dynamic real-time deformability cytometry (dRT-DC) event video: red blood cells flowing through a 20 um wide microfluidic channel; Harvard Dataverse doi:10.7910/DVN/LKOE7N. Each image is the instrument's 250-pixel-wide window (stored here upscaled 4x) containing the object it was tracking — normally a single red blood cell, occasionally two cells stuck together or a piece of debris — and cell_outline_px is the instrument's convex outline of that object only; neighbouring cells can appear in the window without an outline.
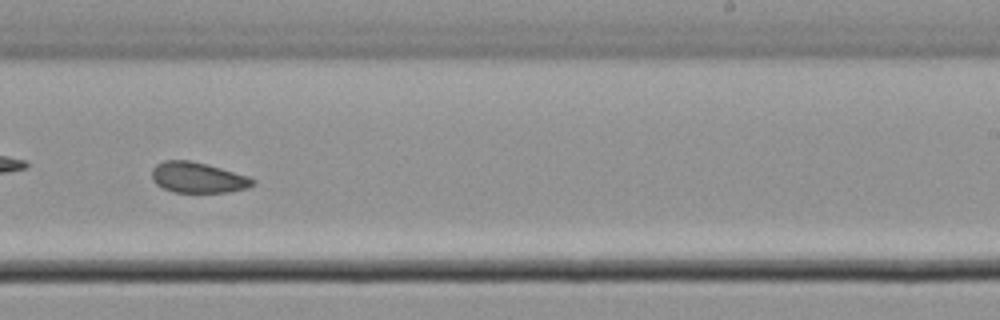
{"species": "common noctule bat (a hibernating species)", "species_latin": "Nyctalus noctula", "temperature_condition": "cold", "stored_images_in_passage": 35, "camera_frame_rate_fps": 3000, "um_per_image_px": 0.085, "animal": {"sex": "male", "body_mass_g": 21.5, "forearm_length_mm": 52.0}, "frame": {"image": 1, "passage_image": 25, "time_ms": 8.0, "image_size_px": [1000, 320], "cell_outline_px": [[256, 184], [248, 188], [228, 192], [172, 192], [156, 184], [152, 180], [152, 168], [156, 164], [168, 160], [188, 160], [208, 164], [248, 176], [256, 180]], "centroid_in_image_um": [16.84, 15.09], "position_along_channel_um": 272.2, "area_um2": 18.09}, "authors_computed_cell_mechanics": {"area_um2": 18.6694, "velocity_mm_per_s": 3.7788, "shape_relaxation_time_tau1_ms": 1.9746, "shape_relaxation_time_tau2_ms": 2.9629, "deformation_change_tau1": 0.0362, "deformation_change_tau2": 0.0836}}